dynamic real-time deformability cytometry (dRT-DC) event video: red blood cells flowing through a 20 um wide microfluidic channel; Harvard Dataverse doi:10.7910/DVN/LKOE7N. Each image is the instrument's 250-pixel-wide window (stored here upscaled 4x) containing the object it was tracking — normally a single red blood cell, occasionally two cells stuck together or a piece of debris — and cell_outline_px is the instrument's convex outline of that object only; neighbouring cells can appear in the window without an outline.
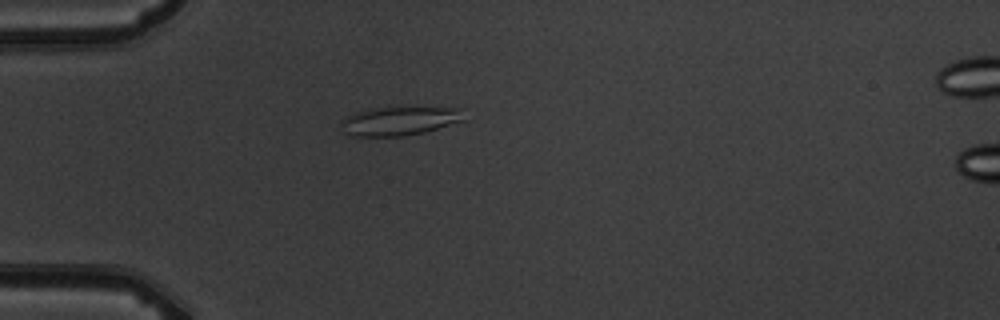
{"species": "common noctule bat (a hibernating species)", "species_latin": "Nyctalus noctula", "temperature_condition": "warm", "stored_images_in_passage": 3, "camera_frame_rate_fps": 3000, "um_per_image_px": 0.085, "animal": {"sex": "male", "body_mass_g": 19.5, "forearm_length_mm": 54.6}, "frame": {"image": 1, "passage_image": 3, "time_ms": 3.0, "image_size_px": [1000, 320], "cell_outline_px": [[468, 120], [424, 132], [404, 136], [352, 136], [344, 132], [340, 120], [344, 116], [368, 108], [464, 108]], "centroid_in_image_um": [34.0, 10.28], "position_along_channel_um": 51.0, "area_um2": 20.87}}